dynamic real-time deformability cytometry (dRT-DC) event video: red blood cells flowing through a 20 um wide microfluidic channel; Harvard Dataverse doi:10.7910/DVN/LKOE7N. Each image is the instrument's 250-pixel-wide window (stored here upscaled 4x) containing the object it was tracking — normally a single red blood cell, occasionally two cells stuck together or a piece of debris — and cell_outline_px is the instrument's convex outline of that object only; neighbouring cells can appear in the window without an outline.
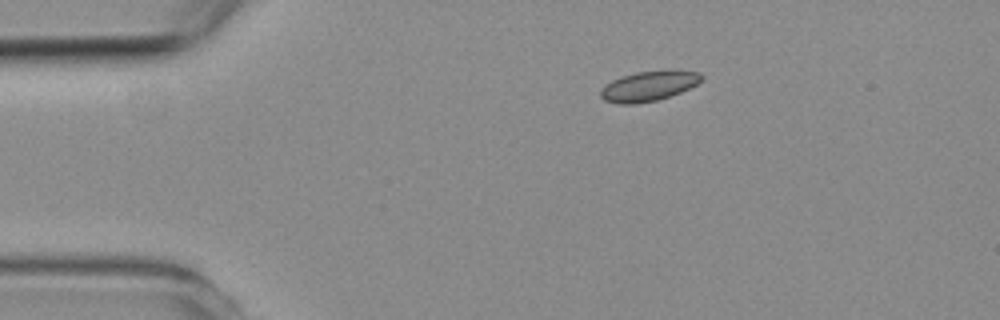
{"species": "common noctule bat (a hibernating species)", "species_latin": "Nyctalus noctula", "temperature_condition": "room temperature", "stored_images_in_passage": 5, "camera_frame_rate_fps": 3000, "um_per_image_px": 0.085, "animal": {"sex": "female", "body_mass_g": 19.3, "forearm_length_mm": 54.1}, "frame": {"image": 1, "passage_image": 1, "time_ms": 0.0, "image_size_px": [1000, 320], "cell_outline_px": [[704, 80], [680, 92], [656, 100], [632, 104], [620, 104], [604, 100], [600, 96], [600, 88], [604, 84], [612, 80], [636, 72], [700, 72], [704, 76]], "centroid_in_image_um": [55.08, 7.34], "position_along_channel_um": 29.9, "area_um2": 17.05}}
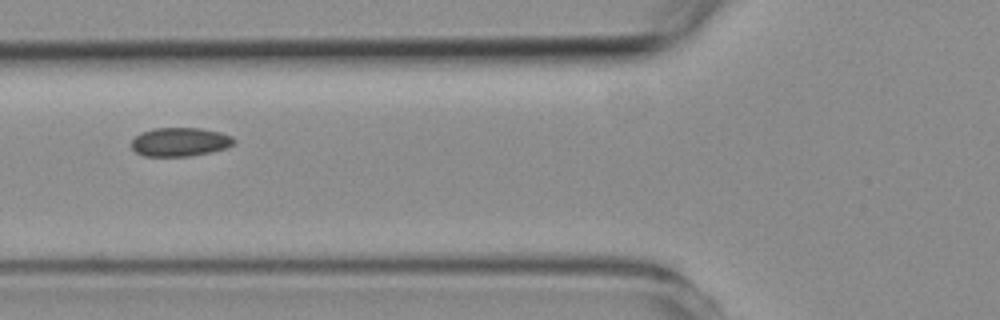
{"frame": {"image": 2, "passage_image": 4, "time_ms": 3.333, "image_size_px": [1000, 320], "cell_outline_px": [[236, 144], [212, 152], [188, 156], [144, 156], [136, 152], [132, 148], [132, 140], [140, 132], [152, 128], [200, 128], [220, 132], [232, 136], [236, 140]], "centroid_in_image_um": [15.31, 12.06], "position_along_channel_um": 110.5, "area_um2": 17.28}}
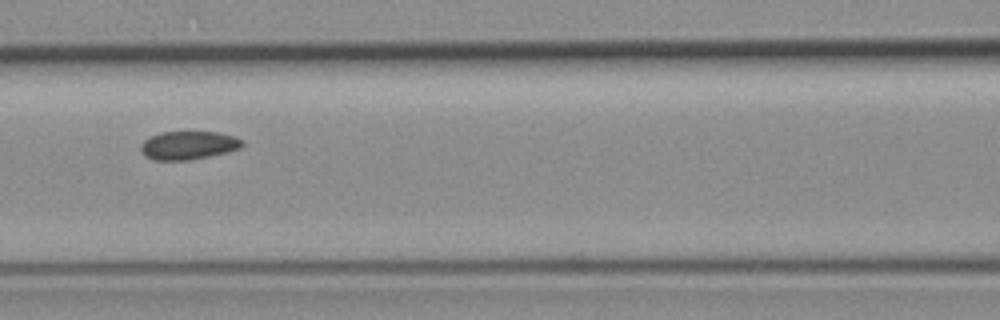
{"frame": {"image": 3, "passage_image": 5, "time_ms": 4.333, "image_size_px": [1000, 320], "cell_outline_px": [[244, 144], [240, 148], [228, 152], [192, 160], [152, 160], [144, 156], [140, 148], [140, 144], [144, 140], [160, 132], [216, 132], [236, 136], [244, 140]], "centroid_in_image_um": [16.03, 12.36], "position_along_channel_um": 150.6, "area_um2": 16.99}}